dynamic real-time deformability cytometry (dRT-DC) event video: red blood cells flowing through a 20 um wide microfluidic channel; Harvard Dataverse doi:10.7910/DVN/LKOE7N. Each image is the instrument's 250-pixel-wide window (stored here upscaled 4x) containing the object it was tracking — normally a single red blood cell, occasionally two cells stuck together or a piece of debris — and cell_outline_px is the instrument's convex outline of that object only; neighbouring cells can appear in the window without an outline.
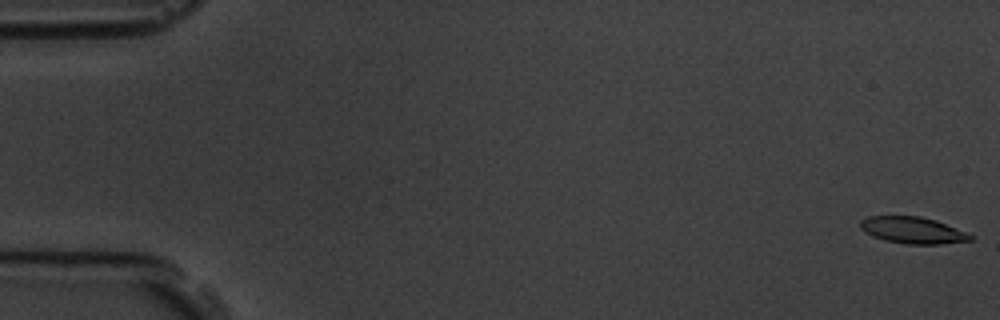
{"species": "common noctule bat (a hibernating species)", "species_latin": "Nyctalus noctula", "temperature_condition": "room temperature", "stored_images_in_passage": 16, "segment_of_instrument_passage": [1, 2], "camera_frame_rate_fps": 3000, "um_per_image_px": 0.085, "animal": {"sex": "male", "body_mass_g": 19.5, "forearm_length_mm": 54.6}, "frame": {"image": 1, "passage_image": 1, "time_ms": 0.0, "image_size_px": [1000, 320], "cell_outline_px": [[972, 240], [940, 244], [908, 244], [884, 240], [872, 236], [864, 232], [860, 228], [860, 220], [868, 216], [920, 216], [936, 220], [964, 232], [972, 236]], "centroid_in_image_um": [77.52, 19.56], "position_along_channel_um": 7.5, "area_um2": 16.94}}
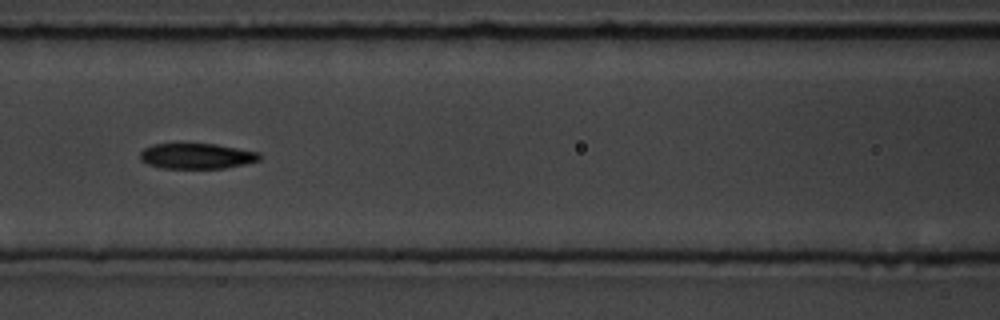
{"frame": {"image": 2, "passage_image": 7, "time_ms": 8.0, "image_size_px": [1000, 320], "cell_outline_px": [[260, 160], [244, 164], [224, 168], [160, 168], [148, 164], [140, 160], [140, 152], [144, 148], [152, 144], [216, 144], [260, 152]], "centroid_in_image_um": [16.71, 13.26], "position_along_channel_um": 149.9, "area_um2": 17.74}}
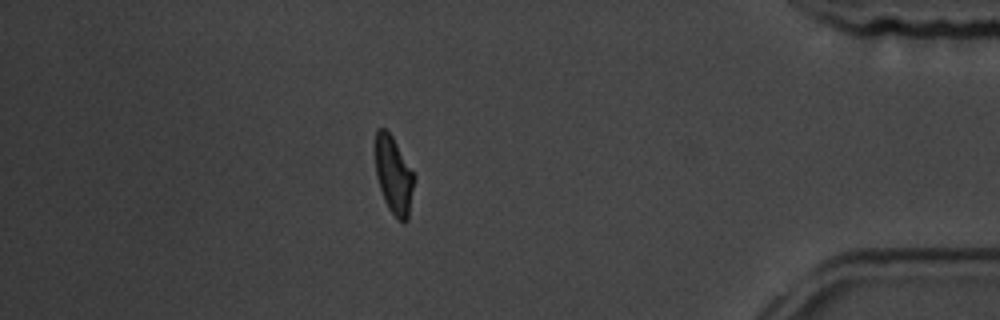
{"frame": {"image": 3, "passage_image": 14, "time_ms": 16.0, "image_size_px": [1000, 320], "cell_outline_px": [[416, 176], [408, 220], [404, 224], [388, 208], [384, 200], [376, 176], [376, 128], [384, 128], [392, 136]], "centroid_in_image_um": [33.49, 14.92], "position_along_channel_um": 401.7, "area_um2": 17.51}}